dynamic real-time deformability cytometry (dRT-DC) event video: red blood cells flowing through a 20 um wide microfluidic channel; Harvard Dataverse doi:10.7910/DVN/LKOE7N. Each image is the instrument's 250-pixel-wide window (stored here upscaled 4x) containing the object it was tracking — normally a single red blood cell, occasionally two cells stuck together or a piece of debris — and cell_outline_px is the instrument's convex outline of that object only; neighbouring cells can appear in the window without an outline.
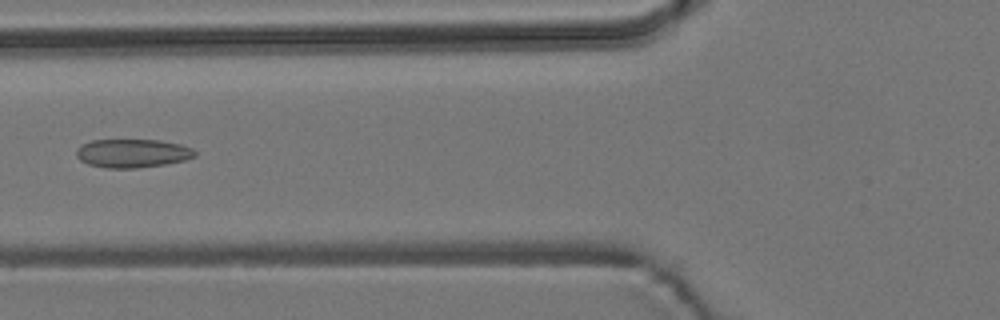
{"species": "common noctule bat (a hibernating species)", "species_latin": "Nyctalus noctula", "temperature_condition": "room temperature", "stored_images_in_passage": 6, "camera_frame_rate_fps": 3000, "um_per_image_px": 0.085, "animal": {"sex": "male", "body_mass_g": 19.2, "forearm_length_mm": 51.8}, "frame": {"image": 1, "passage_image": 6, "time_ms": 5.667, "image_size_px": [1000, 320], "cell_outline_px": [[196, 156], [184, 160], [164, 164], [136, 168], [108, 168], [88, 164], [80, 160], [76, 156], [76, 148], [80, 144], [92, 140], [160, 140], [180, 144], [192, 148], [196, 152]], "centroid_in_image_um": [11.23, 13.02], "position_along_channel_um": 114.6, "area_um2": 19.77}}